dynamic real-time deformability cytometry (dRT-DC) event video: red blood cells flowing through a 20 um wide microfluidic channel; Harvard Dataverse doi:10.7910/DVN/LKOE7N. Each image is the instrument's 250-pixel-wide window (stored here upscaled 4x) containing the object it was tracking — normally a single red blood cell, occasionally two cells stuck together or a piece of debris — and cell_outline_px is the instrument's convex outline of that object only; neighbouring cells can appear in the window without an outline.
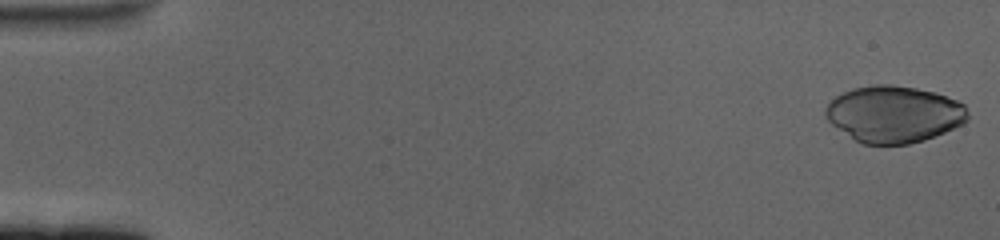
{"species": "human", "species_latin": "Homo sapiens", "temperature_condition": "cold", "stored_images_in_passage": 60, "camera_frame_rate_fps": 3000, "um_per_image_px": 0.085, "donor": {"sex": "female"}, "frame": {"image": 1, "passage_image": 1, "time_ms": 0.0, "image_size_px": [1000, 240], "cell_outline_px": [[968, 120], [964, 124], [924, 140], [908, 144], [864, 144], [856, 140], [832, 124], [828, 120], [824, 112], [824, 108], [836, 96], [852, 88], [872, 84], [892, 84], [916, 88], [932, 92], [956, 100], [964, 104], [968, 112]], "centroid_in_image_um": [75.99, 9.69], "position_along_channel_um": 9.0, "area_um2": 46.82}}
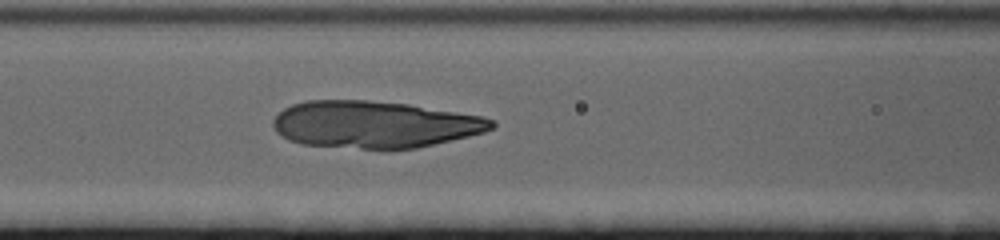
{"frame": {"image": 2, "passage_image": 26, "time_ms": 8.333, "image_size_px": [1000, 240], "cell_outline_px": [[496, 124], [492, 128], [484, 132], [468, 136], [416, 148], [388, 152], [304, 144], [288, 140], [276, 132], [272, 124], [272, 120], [284, 108], [292, 104], [308, 100], [368, 100], [408, 104], [480, 116], [496, 120]], "centroid_in_image_um": [31.8, 10.61], "position_along_channel_um": 134.8, "area_um2": 60.57}}
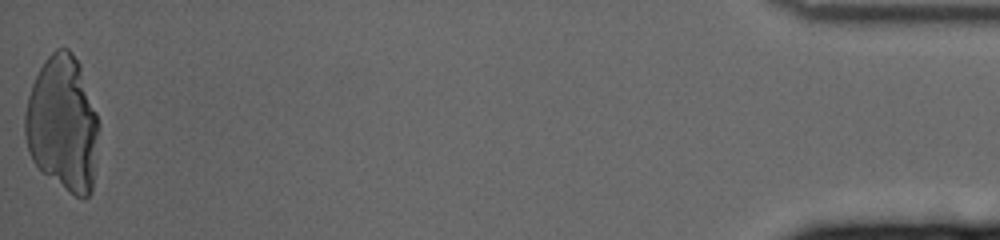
{"frame": {"image": 3, "passage_image": 60, "time_ms": 19.667, "image_size_px": [1000, 240], "cell_outline_px": [[100, 128], [92, 192], [84, 200], [76, 196], [44, 172], [32, 160], [28, 152], [24, 132], [24, 112], [28, 96], [32, 84], [44, 60], [56, 48], [68, 48], [72, 52], [80, 64], [100, 124]], "centroid_in_image_um": [5.35, 10.51], "position_along_channel_um": 429.9, "area_um2": 58.49}}